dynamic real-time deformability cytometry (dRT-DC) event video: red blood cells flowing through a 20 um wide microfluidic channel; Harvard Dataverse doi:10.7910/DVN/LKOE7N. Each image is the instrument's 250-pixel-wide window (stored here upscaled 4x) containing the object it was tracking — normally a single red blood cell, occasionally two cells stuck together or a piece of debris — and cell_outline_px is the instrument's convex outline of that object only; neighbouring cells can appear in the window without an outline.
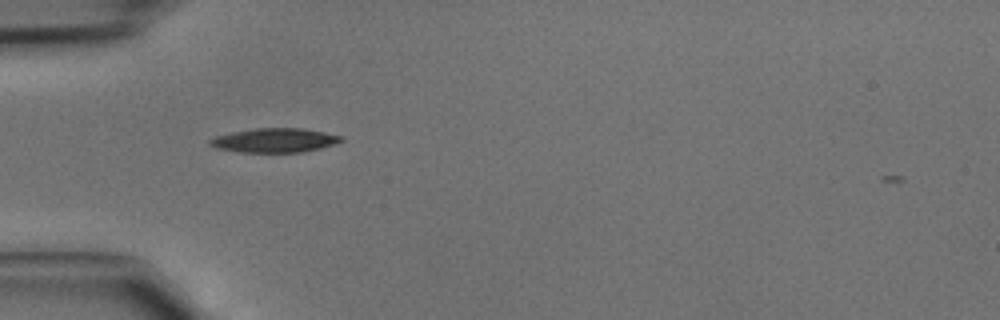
{"species": "common noctule bat (a hibernating species)", "species_latin": "Nyctalus noctula", "temperature_condition": "cold", "stored_images_in_passage": 33, "camera_frame_rate_fps": 3000, "um_per_image_px": 0.085, "animal": {"sex": "male", "body_mass_g": 15.6}, "frame": {"image": 1, "passage_image": 2, "time_ms": 0.333, "image_size_px": [1000, 320], "cell_outline_px": [[344, 140], [320, 148], [300, 152], [240, 152], [216, 148], [208, 144], [208, 140], [216, 136], [232, 132], [256, 128], [304, 128], [344, 136]], "centroid_in_image_um": [23.33, 11.92], "position_along_channel_um": 61.7, "area_um2": 18.44}}
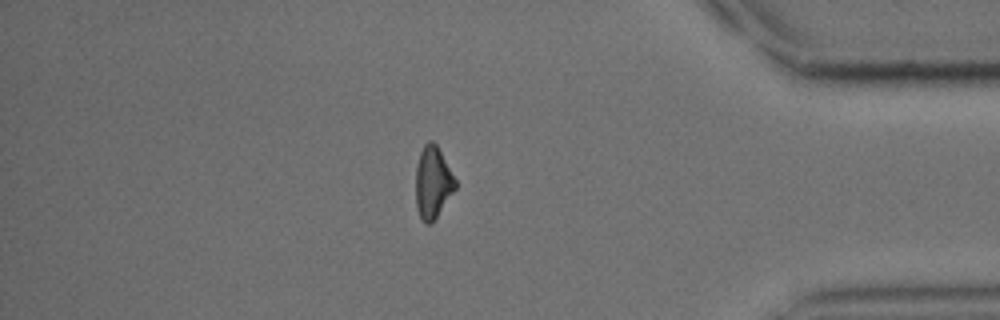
{"frame": {"image": 2, "passage_image": 27, "time_ms": 8.667, "image_size_px": [1000, 320], "cell_outline_px": [[456, 188], [432, 224], [424, 224], [416, 208], [416, 164], [420, 152], [424, 144], [428, 140], [432, 140], [436, 144], [456, 180]], "centroid_in_image_um": [36.77, 15.52], "position_along_channel_um": 398.4, "area_um2": 16.65}}
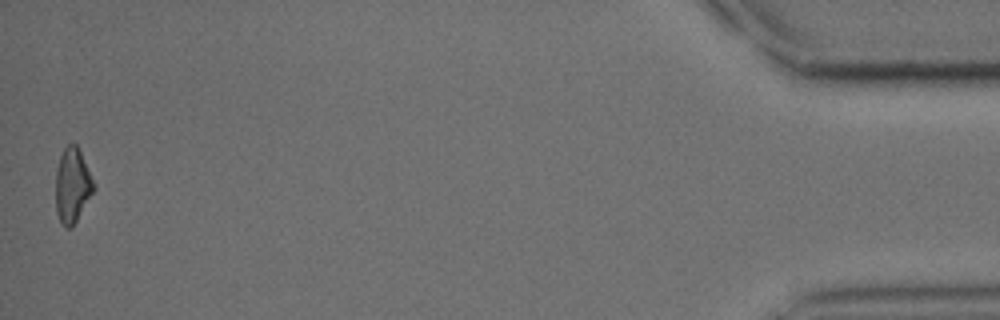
{"frame": {"image": 3, "passage_image": 33, "time_ms": 10.667, "image_size_px": [1000, 320], "cell_outline_px": [[96, 188], [72, 228], [68, 228], [60, 220], [56, 212], [56, 168], [60, 156], [64, 148], [68, 144], [76, 144], [96, 184]], "centroid_in_image_um": [6.17, 15.76], "position_along_channel_um": 429.0, "area_um2": 16.53}}